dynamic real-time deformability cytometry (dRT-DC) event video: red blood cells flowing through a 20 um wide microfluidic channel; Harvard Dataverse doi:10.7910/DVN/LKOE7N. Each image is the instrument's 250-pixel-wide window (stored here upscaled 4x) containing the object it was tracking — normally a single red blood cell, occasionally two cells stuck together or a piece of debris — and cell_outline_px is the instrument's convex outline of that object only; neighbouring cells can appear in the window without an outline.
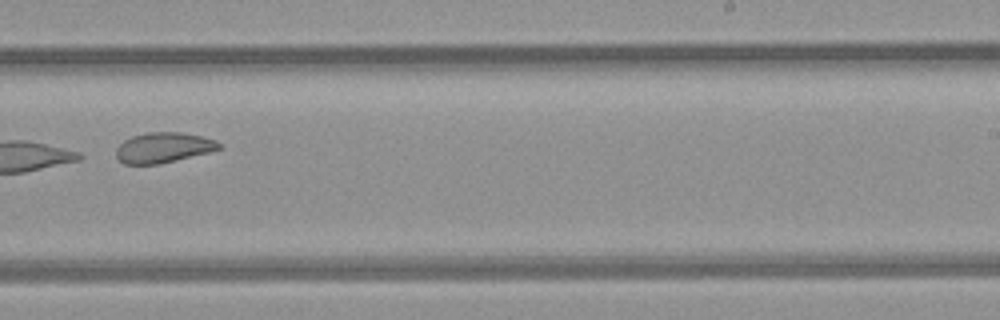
{"species": "common noctule bat (a hibernating species)", "species_latin": "Nyctalus noctula", "temperature_condition": "room temperature", "stored_images_in_passage": 6, "camera_frame_rate_fps": 3000, "um_per_image_px": 0.085, "animal": {"sex": "female", "body_mass_g": 21.9}, "frame": {"image": 1, "passage_image": 6, "time_ms": 5.667, "image_size_px": [1000, 320], "cell_outline_px": [[220, 148], [208, 152], [160, 164], [124, 164], [116, 156], [116, 148], [124, 140], [132, 136], [148, 132], [180, 132], [200, 136], [216, 140], [220, 144]], "centroid_in_image_um": [13.85, 12.54], "position_along_channel_um": 275.1, "area_um2": 17.98}}